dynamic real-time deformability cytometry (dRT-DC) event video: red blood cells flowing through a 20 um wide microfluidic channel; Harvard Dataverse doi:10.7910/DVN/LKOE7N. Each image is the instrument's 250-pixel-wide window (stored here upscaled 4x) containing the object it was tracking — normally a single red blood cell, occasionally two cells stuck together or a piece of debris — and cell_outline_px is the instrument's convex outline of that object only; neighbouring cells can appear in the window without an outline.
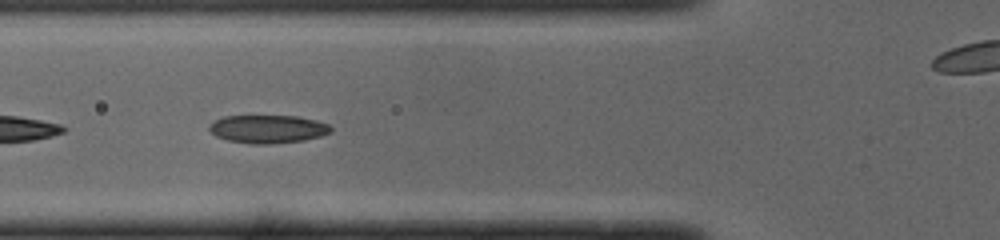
{"species": "common noctule bat (a hibernating species)", "species_latin": "Nyctalus noctula", "temperature_condition": "cold", "stored_images_in_passage": 10, "camera_frame_rate_fps": 3000, "um_per_image_px": 0.085, "animal": {"sex": "male", "body_mass_g": 19.0, "forearm_length_mm": 50.8}, "frame": {"image": 1, "passage_image": 5, "time_ms": 1.333, "image_size_px": [1000, 240], "cell_outline_px": [[332, 132], [320, 136], [304, 140], [268, 144], [252, 144], [228, 140], [216, 136], [208, 128], [208, 124], [212, 120], [224, 116], [296, 116], [316, 120], [328, 124], [332, 128]], "centroid_in_image_um": [22.74, 10.96], "position_along_channel_um": 103.1, "area_um2": 20.0}}